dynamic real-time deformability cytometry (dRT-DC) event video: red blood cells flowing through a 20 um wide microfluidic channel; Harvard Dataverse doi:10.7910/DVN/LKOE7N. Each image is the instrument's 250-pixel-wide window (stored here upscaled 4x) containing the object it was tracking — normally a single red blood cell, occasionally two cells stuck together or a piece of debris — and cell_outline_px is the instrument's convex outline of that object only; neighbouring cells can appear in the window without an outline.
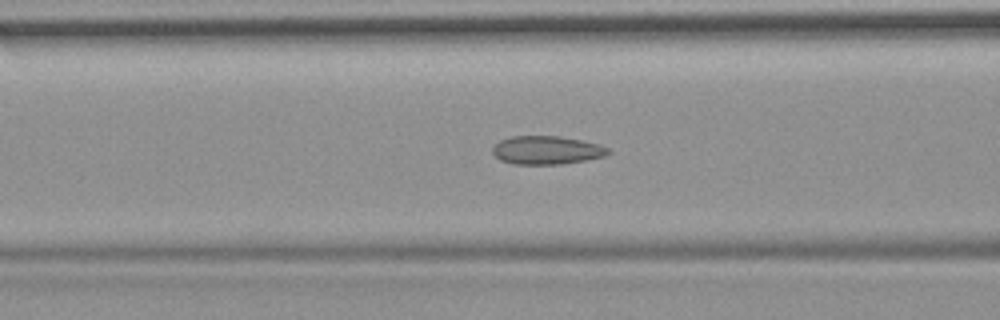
{"species": "common noctule bat (a hibernating species)", "species_latin": "Nyctalus noctula", "temperature_condition": "room temperature", "stored_images_in_passage": 56, "camera_frame_rate_fps": 3000, "um_per_image_px": 0.085, "animal": {"sex": "female", "body_mass_g": 19.9}, "frame": {"image": 1, "passage_image": 22, "time_ms": 7.0, "image_size_px": [1000, 320], "cell_outline_px": [[612, 152], [604, 156], [584, 160], [560, 164], [512, 164], [500, 160], [492, 152], [492, 148], [500, 140], [512, 136], [560, 136], [600, 144], [608, 148]], "centroid_in_image_um": [46.46, 12.76], "position_along_channel_um": 120.1, "area_um2": 19.07}}
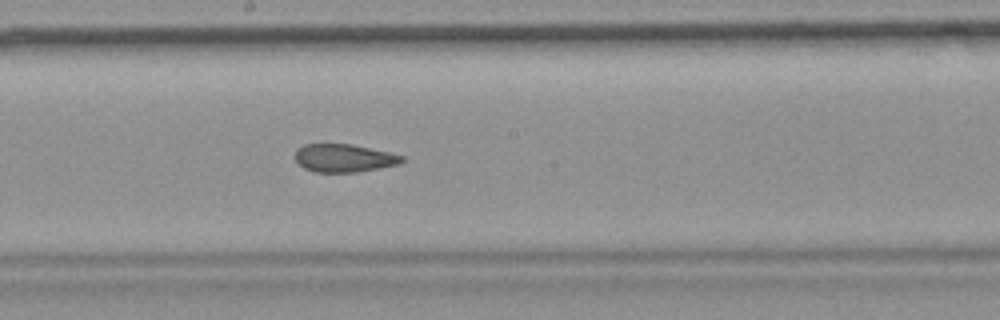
{"frame": {"image": 2, "passage_image": 30, "time_ms": 9.667, "image_size_px": [1000, 320], "cell_outline_px": [[404, 160], [400, 164], [380, 168], [356, 172], [316, 172], [304, 168], [296, 160], [296, 148], [304, 144], [352, 144], [388, 152], [404, 156]], "centroid_in_image_um": [29.25, 13.43], "position_along_channel_um": 219.0, "area_um2": 17.4}}
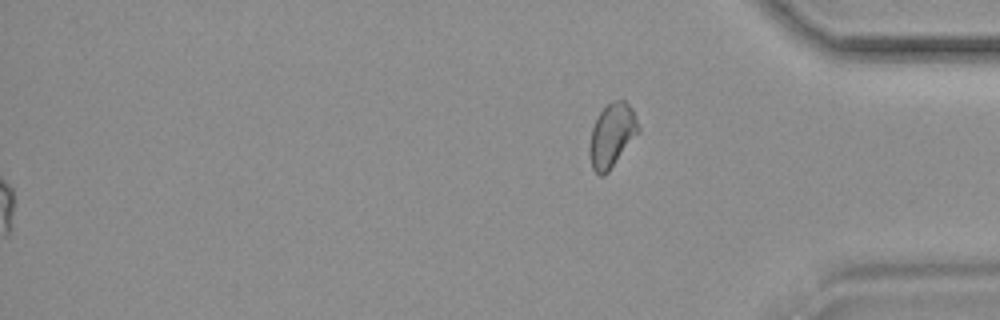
{"frame": {"image": 3, "passage_image": 56, "time_ms": 18.333, "image_size_px": [1000, 320], "cell_outline_px": [[640, 132], [608, 172], [604, 176], [600, 176], [592, 168], [588, 152], [588, 148], [592, 128], [600, 112], [612, 100], [624, 100], [632, 108], [636, 116], [640, 128]], "centroid_in_image_um": [52.02, 11.51], "position_along_channel_um": 383.2, "area_um2": 18.26}, "authors_computed_cell_mechanics": {"area_um2": 18.9873, "velocity_mm_per_s": 3.7308, "shape_relaxation_time_tau1_ms": null, "shape_relaxation_time_tau2_ms": 2.1653, "deformation_change_tau1": null, "deformation_change_tau2": 0.0704}}